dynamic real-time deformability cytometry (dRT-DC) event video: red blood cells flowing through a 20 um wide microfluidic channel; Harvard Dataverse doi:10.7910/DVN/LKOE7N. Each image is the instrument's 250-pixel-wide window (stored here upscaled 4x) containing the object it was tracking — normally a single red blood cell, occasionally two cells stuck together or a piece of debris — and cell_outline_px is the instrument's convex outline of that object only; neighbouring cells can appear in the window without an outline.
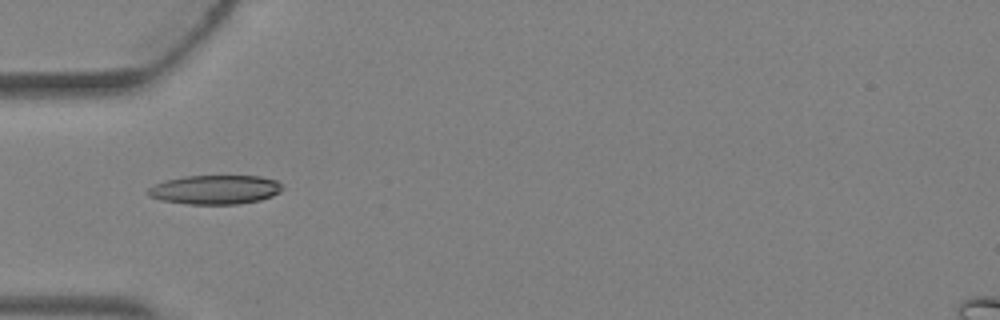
{"species": "Egyptian fruit bat (a non-hibernating species)", "species_latin": "Rousettus aegyptiacus", "temperature_condition": "warm", "stored_images_in_passage": 1, "camera_frame_rate_fps": 3000, "um_per_image_px": 0.085, "animal": {"sex": "female"}, "frame": {"image": 1, "passage_image": 1, "time_ms": 0.0, "image_size_px": [1000, 320], "cell_outline_px": [[284, 188], [280, 192], [272, 196], [260, 200], [236, 204], [188, 204], [160, 200], [148, 196], [148, 188], [156, 184], [168, 180], [184, 176], [260, 176], [276, 180]], "centroid_in_image_um": [18.3, 16.12], "position_along_channel_um": 66.7, "area_um2": 22.72}}